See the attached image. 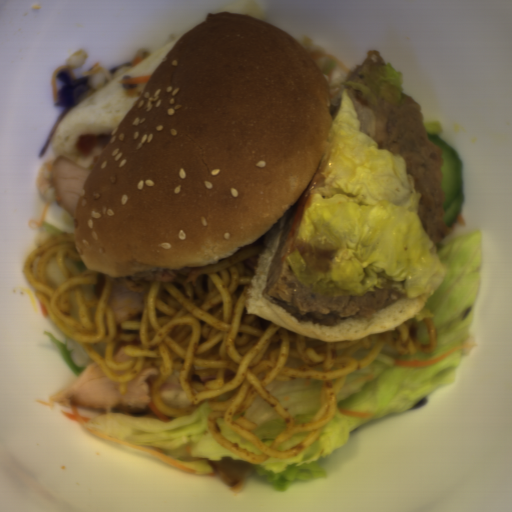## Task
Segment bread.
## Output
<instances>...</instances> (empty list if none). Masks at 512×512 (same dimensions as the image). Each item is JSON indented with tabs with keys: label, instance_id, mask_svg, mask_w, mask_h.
I'll return each mask as SVG.
<instances>
[{
	"label": "bread",
	"instance_id": "obj_1",
	"mask_svg": "<svg viewBox=\"0 0 512 512\" xmlns=\"http://www.w3.org/2000/svg\"><path fill=\"white\" fill-rule=\"evenodd\" d=\"M332 125L330 86L295 37L249 14L208 12L174 42L99 152L73 217L79 259L110 278L204 268L269 231L246 314L321 342L396 331L446 267L432 292L338 325L299 320L263 295Z\"/></svg>",
	"mask_w": 512,
	"mask_h": 512
},
{
	"label": "bread",
	"instance_id": "obj_2",
	"mask_svg": "<svg viewBox=\"0 0 512 512\" xmlns=\"http://www.w3.org/2000/svg\"><path fill=\"white\" fill-rule=\"evenodd\" d=\"M175 42L145 56L106 87L75 105L58 124L50 140L54 153L87 168L94 165L104 148L82 156L76 142L82 135L112 134L142 95L155 68Z\"/></svg>",
	"mask_w": 512,
	"mask_h": 512
}]
</instances>
